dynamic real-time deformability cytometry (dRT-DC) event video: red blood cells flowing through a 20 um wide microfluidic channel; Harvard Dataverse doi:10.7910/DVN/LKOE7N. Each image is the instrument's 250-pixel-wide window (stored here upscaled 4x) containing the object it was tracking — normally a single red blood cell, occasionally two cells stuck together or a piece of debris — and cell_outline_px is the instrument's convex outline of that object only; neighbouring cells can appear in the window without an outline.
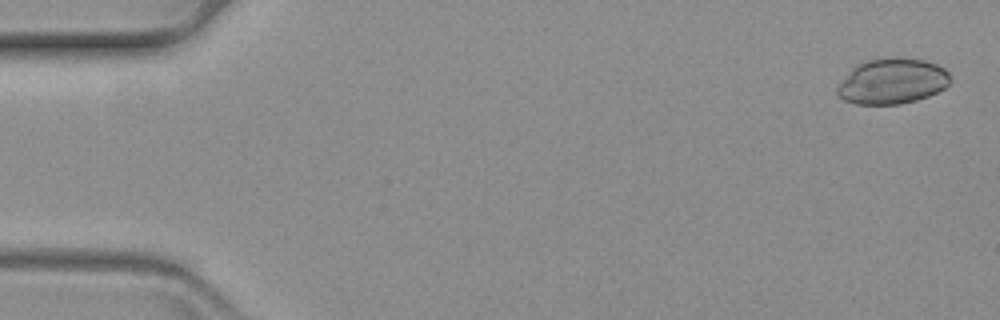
{"species": "common noctule bat (a hibernating species)", "species_latin": "Nyctalus noctula", "temperature_condition": "warm", "stored_images_in_passage": 60, "camera_frame_rate_fps": 3000, "um_per_image_px": 0.085, "animal": {"sex": "female", "body_mass_g": 19.3, "forearm_length_mm": 54.1}, "frame": {"image": 1, "passage_image": 2, "time_ms": 0.333, "image_size_px": [1000, 320], "cell_outline_px": [[948, 84], [944, 88], [928, 96], [916, 100], [900, 104], [856, 104], [844, 100], [836, 92], [836, 88], [852, 68], [856, 64], [868, 60], [884, 56], [900, 56], [924, 60], [936, 64], [944, 68], [948, 72]], "centroid_in_image_um": [75.82, 6.88], "position_along_channel_um": 9.2, "area_um2": 30.11}}
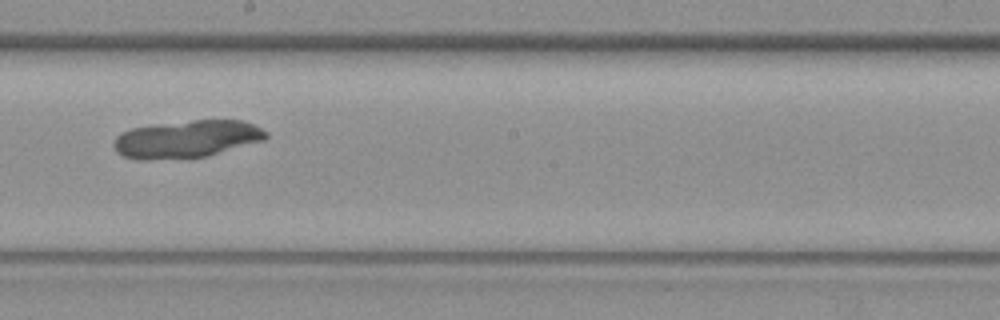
{"frame": {"image": 2, "passage_image": 34, "time_ms": 11.0, "image_size_px": [1000, 320], "cell_outline_px": [[268, 136], [264, 140], [204, 156], [148, 160], [136, 160], [124, 156], [116, 152], [112, 144], [116, 136], [120, 132], [132, 128], [156, 124], [192, 120], [244, 120], [268, 132]], "centroid_in_image_um": [15.82, 11.81], "position_along_channel_um": 232.4, "area_um2": 33.12}}
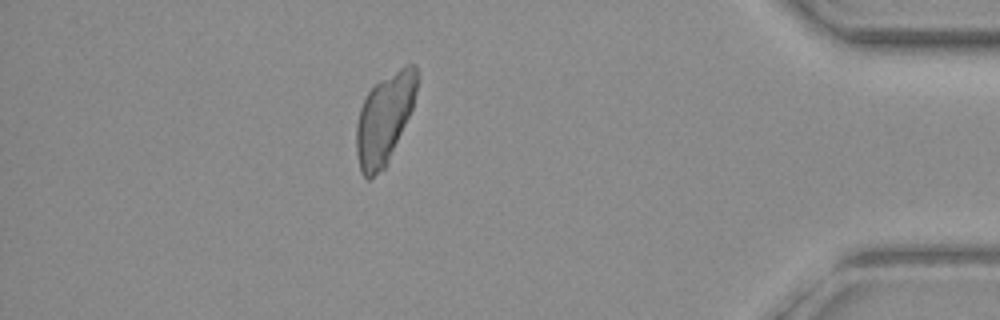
{"frame": {"image": 3, "passage_image": 53, "time_ms": 17.333, "image_size_px": [1000, 320], "cell_outline_px": [[420, 80], [412, 108], [388, 160], [384, 168], [368, 180], [360, 172], [356, 152], [356, 124], [360, 108], [368, 92], [380, 80], [404, 64], [416, 64], [420, 76]], "centroid_in_image_um": [32.69, 10.03], "position_along_channel_um": 402.5, "area_um2": 31.73}}